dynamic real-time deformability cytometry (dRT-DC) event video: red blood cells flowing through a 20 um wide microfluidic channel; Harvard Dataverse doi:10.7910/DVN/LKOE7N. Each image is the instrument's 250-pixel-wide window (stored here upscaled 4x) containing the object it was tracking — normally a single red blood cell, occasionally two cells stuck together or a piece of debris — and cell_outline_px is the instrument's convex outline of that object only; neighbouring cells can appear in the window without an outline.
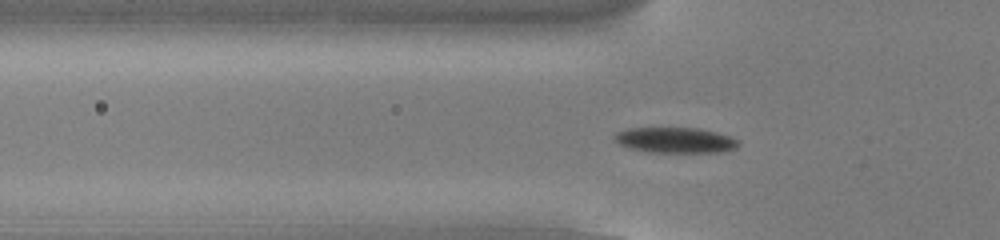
{"species": "common noctule bat (a hibernating species)", "species_latin": "Nyctalus noctula", "temperature_condition": "cold", "stored_images_in_passage": 54, "camera_frame_rate_fps": 3000, "um_per_image_px": 0.085, "animal": {"sex": "male", "body_mass_g": 13.0, "forearm_length_mm": 53.1}, "frame": {"image": 1, "passage_image": 18, "time_ms": 5.667, "image_size_px": [1000, 240], "cell_outline_px": [[740, 144], [736, 148], [724, 152], [648, 152], [632, 148], [620, 144], [612, 136], [616, 132], [628, 128], [696, 128], [716, 132], [732, 136], [740, 140]], "centroid_in_image_um": [57.45, 11.91], "position_along_channel_um": 68.3, "area_um2": 18.5}}
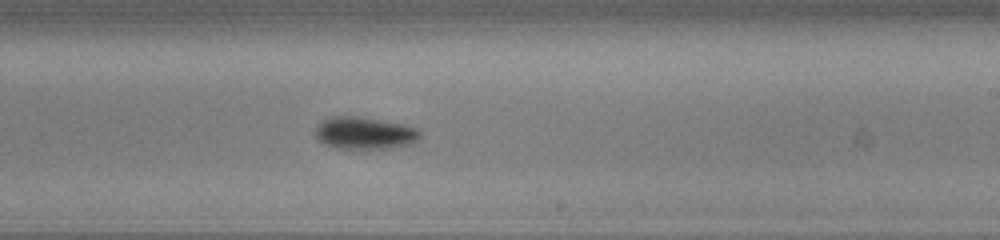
{"frame": {"image": 2, "passage_image": 33, "time_ms": 10.667, "image_size_px": [1000, 240], "cell_outline_px": [[420, 136], [412, 144], [388, 148], [336, 148], [324, 144], [316, 136], [316, 124], [320, 120], [328, 116], [356, 116], [404, 124], [416, 128], [420, 132]], "centroid_in_image_um": [30.95, 11.29], "position_along_channel_um": 258.1, "area_um2": 19.65}}
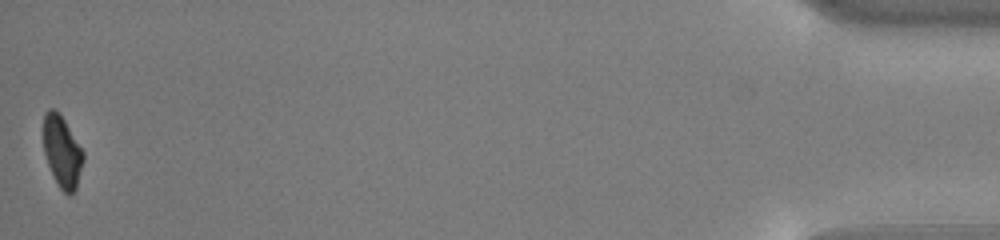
{"frame": {"image": 3, "passage_image": 54, "time_ms": 17.667, "image_size_px": [1000, 240], "cell_outline_px": [[84, 160], [76, 188], [68, 196], [60, 188], [52, 176], [44, 152], [44, 112], [48, 108], [52, 108], [64, 120], [84, 152]], "centroid_in_image_um": [5.28, 12.92], "position_along_channel_um": 429.9, "area_um2": 16.42}, "authors_computed_cell_mechanics": {"area_um2": 18.0336, "velocity_mm_per_s": 3.8139, "shape_relaxation_time_tau1_ms": 2.0336, "shape_relaxation_time_tau2_ms": null, "deformation_change_tau1": 0.1188, "deformation_change_tau2": null}}